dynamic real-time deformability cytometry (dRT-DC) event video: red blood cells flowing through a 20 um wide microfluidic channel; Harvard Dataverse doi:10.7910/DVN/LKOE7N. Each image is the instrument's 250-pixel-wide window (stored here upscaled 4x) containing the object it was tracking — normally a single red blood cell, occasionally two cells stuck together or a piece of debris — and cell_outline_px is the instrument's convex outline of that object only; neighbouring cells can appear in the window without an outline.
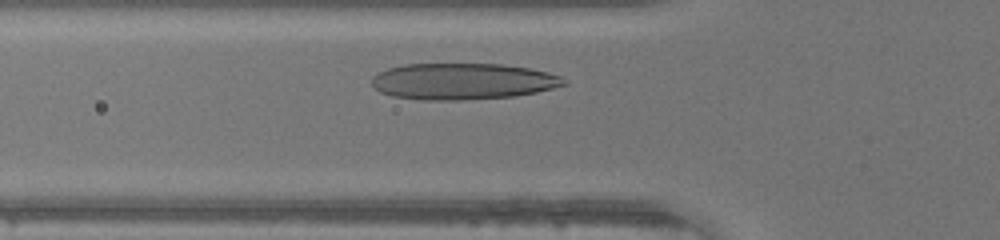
{"species": "human", "species_latin": "Homo sapiens", "temperature_condition": "warm", "stored_images_in_passage": 25, "camera_frame_rate_fps": 3000, "um_per_image_px": 0.085, "donor": {"sex": "male"}, "frame": {"image": 1, "passage_image": 5, "time_ms": 1.333, "image_size_px": [1000, 240], "cell_outline_px": [[568, 84], [536, 92], [512, 96], [460, 100], [424, 100], [392, 96], [380, 92], [372, 84], [372, 76], [376, 72], [388, 68], [404, 64], [500, 64], [528, 68], [548, 72], [560, 76], [568, 80]], "centroid_in_image_um": [39.31, 6.91], "position_along_channel_um": 86.5, "area_um2": 40.75}}
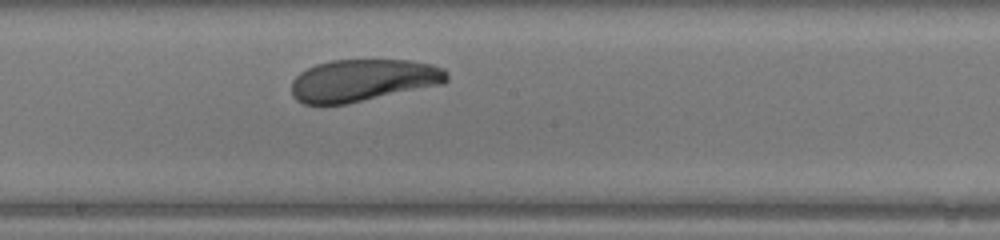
{"frame": {"image": 2, "passage_image": 14, "time_ms": 4.333, "image_size_px": [1000, 240], "cell_outline_px": [[448, 80], [444, 84], [348, 104], [304, 104], [296, 100], [292, 96], [292, 80], [300, 72], [316, 64], [332, 60], [408, 60], [432, 64], [444, 68], [448, 72]], "centroid_in_image_um": [30.88, 6.83], "position_along_channel_um": 217.3, "area_um2": 38.49}}
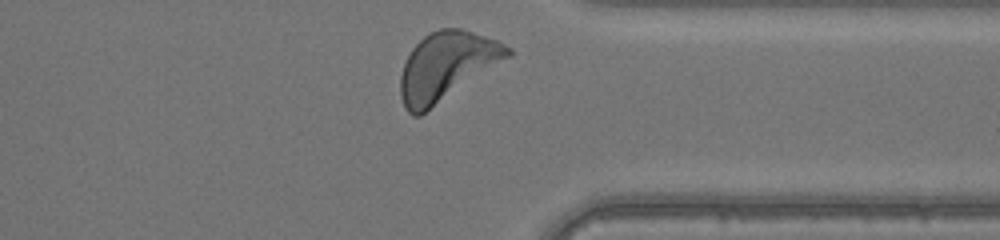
{"frame": {"image": 3, "passage_image": 25, "time_ms": 8.0, "image_size_px": [1000, 240], "cell_outline_px": [[512, 56], [420, 116], [412, 116], [404, 108], [400, 96], [400, 76], [404, 64], [412, 48], [424, 36], [440, 28], [460, 28], [496, 40], [512, 48]], "centroid_in_image_um": [37.96, 5.65], "position_along_channel_um": 373.4, "area_um2": 42.71}}